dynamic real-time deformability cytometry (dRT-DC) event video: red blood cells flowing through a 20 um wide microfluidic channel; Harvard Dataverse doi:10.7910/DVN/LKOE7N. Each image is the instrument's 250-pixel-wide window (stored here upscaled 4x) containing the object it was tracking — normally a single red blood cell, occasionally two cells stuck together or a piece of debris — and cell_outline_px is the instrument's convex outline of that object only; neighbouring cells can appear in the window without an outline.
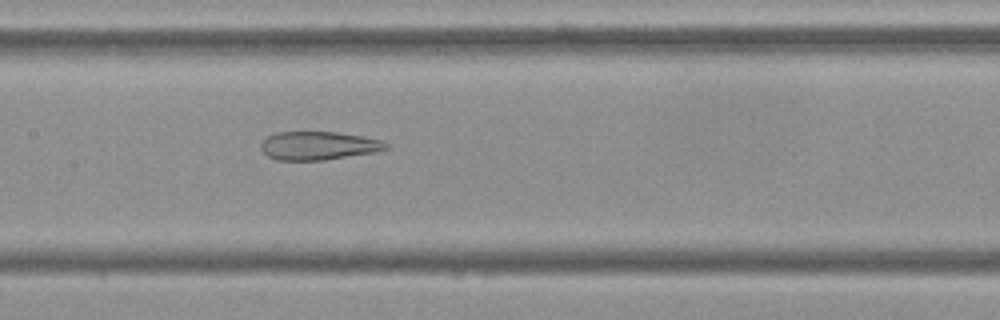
{"species": "Egyptian fruit bat (a non-hibernating species)", "species_latin": "Rousettus aegyptiacus", "temperature_condition": "cold", "stored_images_in_passage": 54, "camera_frame_rate_fps": 3000, "um_per_image_px": 0.085, "frame": {"image": 1, "passage_image": 26, "time_ms": 8.333, "image_size_px": [1000, 320], "cell_outline_px": [[392, 144], [388, 148], [372, 152], [324, 160], [276, 160], [268, 156], [260, 148], [260, 144], [268, 136], [276, 132], [336, 132], [384, 140]], "centroid_in_image_um": [27.08, 12.38], "position_along_channel_um": 180.3, "area_um2": 20.63}}
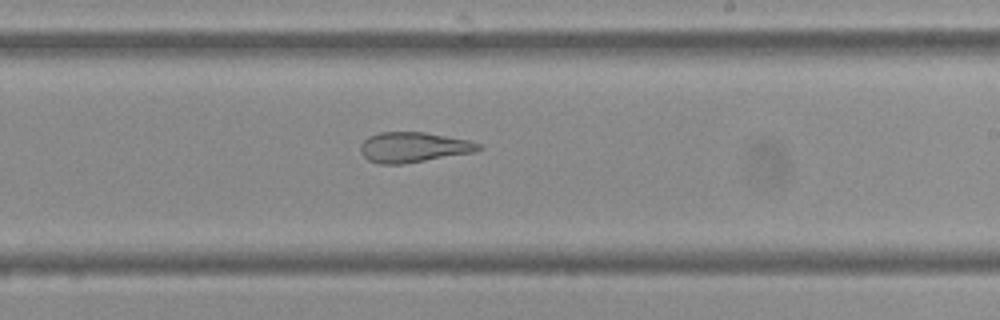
{"frame": {"image": 2, "passage_image": 32, "time_ms": 10.333, "image_size_px": [1000, 320], "cell_outline_px": [[484, 148], [472, 152], [404, 164], [380, 164], [368, 160], [360, 152], [360, 144], [368, 136], [380, 132], [424, 132], [468, 140], [480, 144]], "centroid_in_image_um": [35.1, 12.51], "position_along_channel_um": 253.9, "area_um2": 20.69}}
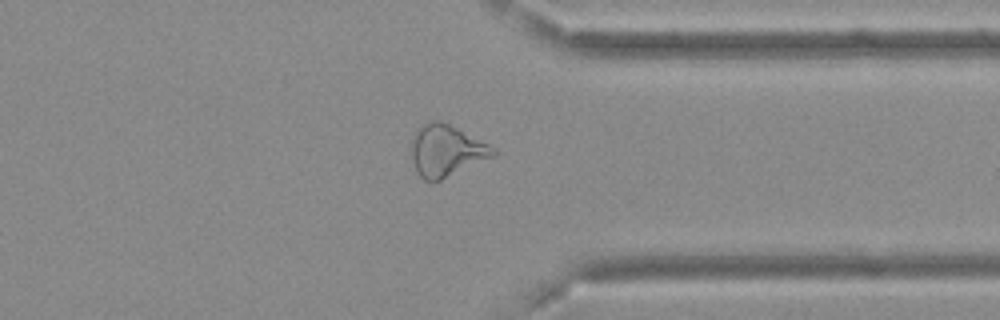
{"frame": {"image": 3, "passage_image": 42, "time_ms": 13.667, "image_size_px": [1000, 320], "cell_outline_px": [[496, 156], [440, 180], [424, 180], [416, 172], [412, 156], [412, 136], [416, 128], [420, 124], [428, 120], [440, 120], [496, 148]], "centroid_in_image_um": [37.92, 12.79], "position_along_channel_um": 373.5, "area_um2": 24.57}, "authors_computed_cell_mechanics": {"area_um2": 26.3568, "velocity_mm_per_s": 3.6837, "shape_relaxation_time_tau1_ms": null, "shape_relaxation_time_tau2_ms": 2.8905, "deformation_change_tau1": null, "deformation_change_tau2": 0.1177}}